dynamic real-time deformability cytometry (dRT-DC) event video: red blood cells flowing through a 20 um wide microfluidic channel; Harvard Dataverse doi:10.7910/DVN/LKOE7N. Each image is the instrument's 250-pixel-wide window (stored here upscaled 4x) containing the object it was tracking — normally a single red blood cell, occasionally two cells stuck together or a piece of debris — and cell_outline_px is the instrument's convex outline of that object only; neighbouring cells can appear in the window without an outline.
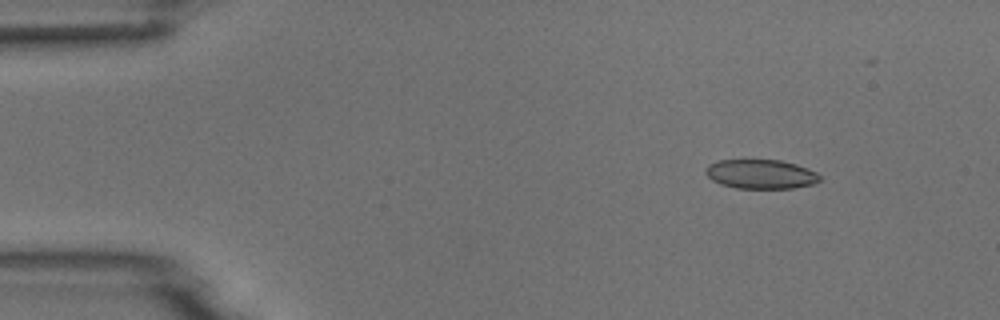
{"species": "common noctule bat (a hibernating species)", "species_latin": "Nyctalus noctula", "temperature_condition": "room temperature", "stored_images_in_passage": 9, "camera_frame_rate_fps": 3000, "um_per_image_px": 0.085, "animal": {"sex": "male", "body_mass_g": 18.8}, "frame": {"image": 1, "passage_image": 1, "time_ms": 0.0, "image_size_px": [1000, 320], "cell_outline_px": [[820, 180], [812, 184], [792, 188], [736, 188], [720, 184], [712, 180], [704, 172], [704, 168], [708, 164], [716, 160], [780, 160], [796, 164], [808, 168], [816, 172], [820, 176]], "centroid_in_image_um": [64.63, 14.79], "position_along_channel_um": 20.4, "area_um2": 19.54}}
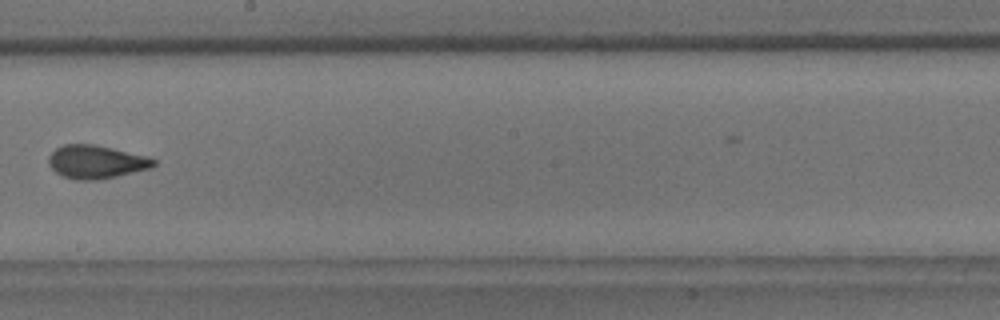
{"frame": {"image": 2, "passage_image": 7, "time_ms": 8.0, "image_size_px": [1000, 320], "cell_outline_px": [[156, 164], [152, 168], [116, 176], [96, 180], [76, 180], [64, 176], [56, 172], [48, 164], [48, 156], [56, 148], [64, 144], [92, 144], [112, 148], [148, 156], [156, 160]], "centroid_in_image_um": [8.18, 13.76], "position_along_channel_um": 240.0, "area_um2": 20.35}}